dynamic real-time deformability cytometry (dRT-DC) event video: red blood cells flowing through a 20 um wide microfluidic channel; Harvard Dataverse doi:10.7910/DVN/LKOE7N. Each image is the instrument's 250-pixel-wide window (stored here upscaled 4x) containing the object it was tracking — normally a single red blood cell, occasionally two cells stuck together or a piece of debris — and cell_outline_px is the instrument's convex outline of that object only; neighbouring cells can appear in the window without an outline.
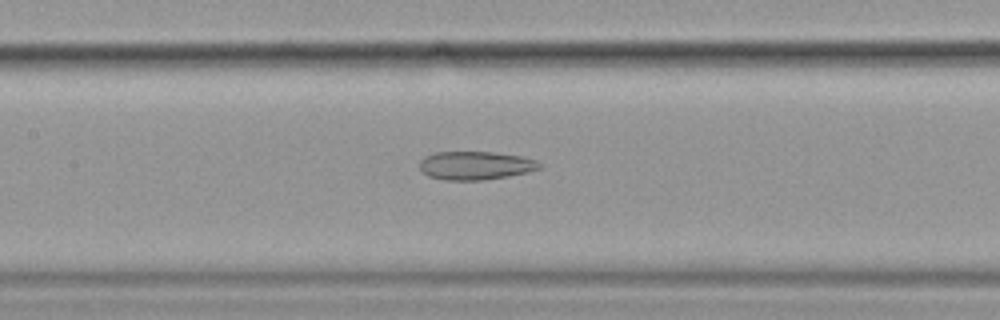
{"species": "common noctule bat (a hibernating species)", "species_latin": "Nyctalus noctula", "temperature_condition": "cold", "stored_images_in_passage": 36, "camera_frame_rate_fps": 3000, "um_per_image_px": 0.085, "animal": {"sex": "female", "body_mass_g": 19.9}, "frame": {"image": 1, "passage_image": 12, "time_ms": 3.667, "image_size_px": [1000, 320], "cell_outline_px": [[544, 164], [540, 168], [528, 172], [508, 176], [484, 180], [444, 180], [428, 176], [420, 168], [420, 160], [424, 156], [436, 152], [492, 152], [524, 156], [536, 160]], "centroid_in_image_um": [40.45, 14.06], "position_along_channel_um": 167.0, "area_um2": 20.0}}
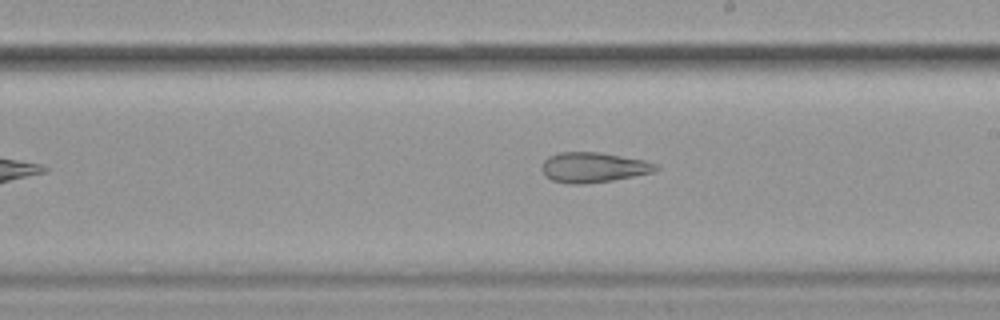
{"frame": {"image": 2, "passage_image": 18, "time_ms": 5.667, "image_size_px": [1000, 320], "cell_outline_px": [[660, 168], [652, 172], [612, 180], [584, 184], [572, 184], [552, 180], [544, 176], [540, 168], [544, 160], [548, 156], [560, 152], [596, 152], [644, 160], [656, 164]], "centroid_in_image_um": [50.38, 14.23], "position_along_channel_um": 238.6, "area_um2": 19.88}}
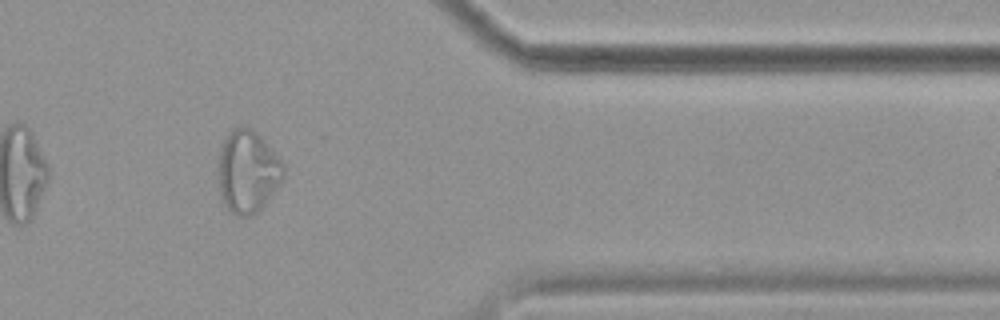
{"frame": {"image": 3, "passage_image": 32, "time_ms": 10.333, "image_size_px": [1000, 320], "cell_outline_px": [[284, 176], [280, 184], [268, 200], [256, 212], [248, 216], [236, 216], [224, 204], [220, 192], [220, 144], [228, 132], [232, 128], [252, 128], [260, 136], [284, 164]], "centroid_in_image_um": [21.06, 14.58], "position_along_channel_um": 390.3, "area_um2": 30.87}, "authors_computed_cell_mechanics": {"area_um2": 21.4438, "velocity_mm_per_s": 3.595, "shape_relaxation_time_tau1_ms": null, "shape_relaxation_time_tau2_ms": 2.7147, "deformation_change_tau1": null, "deformation_change_tau2": 0.1099}}